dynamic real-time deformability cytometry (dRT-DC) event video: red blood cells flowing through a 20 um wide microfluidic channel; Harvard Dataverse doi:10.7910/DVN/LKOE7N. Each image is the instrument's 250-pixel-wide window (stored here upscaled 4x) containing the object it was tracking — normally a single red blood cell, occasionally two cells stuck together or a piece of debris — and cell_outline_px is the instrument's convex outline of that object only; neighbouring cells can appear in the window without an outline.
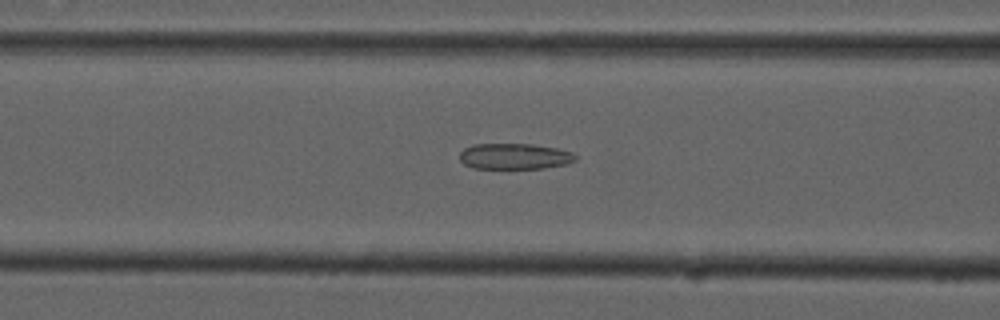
{"species": "common noctule bat (a hibernating species)", "species_latin": "Nyctalus noctula", "temperature_condition": "cold", "stored_images_in_passage": 52, "camera_frame_rate_fps": 3000, "um_per_image_px": 0.085, "animal": {"sex": "male", "forearm_length_mm": 52.5}, "frame": {"image": 1, "passage_image": 22, "time_ms": 7.0, "image_size_px": [1000, 320], "cell_outline_px": [[576, 160], [568, 164], [544, 168], [472, 168], [464, 164], [460, 160], [460, 152], [464, 148], [472, 144], [532, 144], [556, 148], [572, 152], [576, 156]], "centroid_in_image_um": [43.73, 13.28], "position_along_channel_um": 122.9, "area_um2": 17.51}}
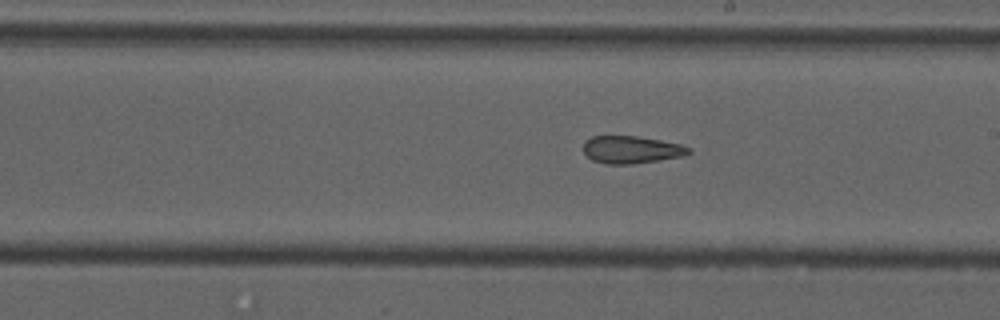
{"frame": {"image": 2, "passage_image": 31, "time_ms": 10.0, "image_size_px": [1000, 320], "cell_outline_px": [[692, 152], [684, 156], [632, 164], [608, 164], [592, 160], [584, 152], [584, 140], [592, 136], [636, 136], [660, 140], [680, 144], [692, 148]], "centroid_in_image_um": [53.68, 12.72], "position_along_channel_um": 235.3, "area_um2": 16.88}}
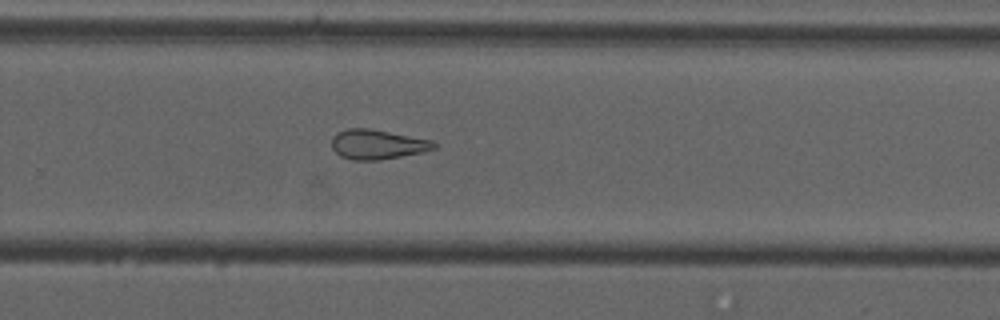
{"frame": {"image": 3, "passage_image": 36, "time_ms": 11.667, "image_size_px": [1000, 320], "cell_outline_px": [[436, 148], [420, 152], [380, 160], [352, 160], [340, 156], [332, 148], [332, 136], [348, 128], [368, 128], [432, 140], [436, 144]], "centroid_in_image_um": [32.05, 12.27], "position_along_channel_um": 297.7, "area_um2": 17.46}, "authors_computed_cell_mechanics": {"area_um2": 17.6579, "velocity_mm_per_s": 3.7537, "shape_relaxation_time_tau1_ms": null, "shape_relaxation_time_tau2_ms": 3.7135, "deformation_change_tau1": null, "deformation_change_tau2": 0.1337}}